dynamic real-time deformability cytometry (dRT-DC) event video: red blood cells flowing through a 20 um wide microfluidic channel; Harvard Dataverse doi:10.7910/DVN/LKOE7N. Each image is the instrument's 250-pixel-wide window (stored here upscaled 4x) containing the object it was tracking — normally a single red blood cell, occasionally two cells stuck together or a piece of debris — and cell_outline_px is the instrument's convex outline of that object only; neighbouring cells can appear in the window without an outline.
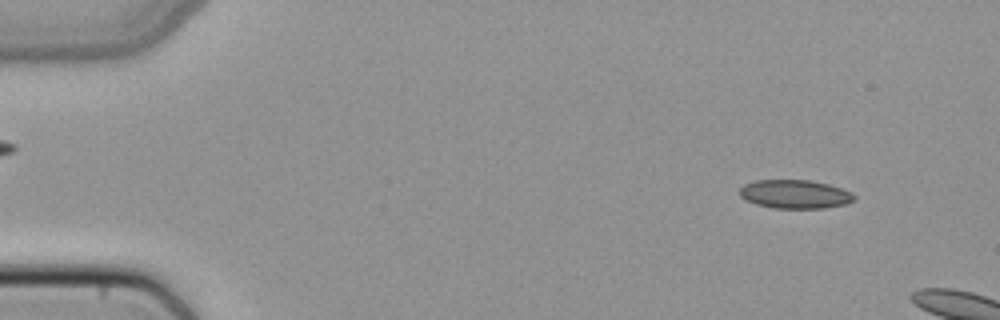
{"species": "common noctule bat (a hibernating species)", "species_latin": "Nyctalus noctula", "temperature_condition": "cold", "stored_images_in_passage": 10, "camera_frame_rate_fps": 3000, "um_per_image_px": 0.085, "animal": {"sex": "female", "body_mass_g": 22.7, "forearm_length_mm": 54.2}, "frame": {"image": 1, "passage_image": 5, "time_ms": 1.333, "image_size_px": [1000, 320], "cell_outline_px": [[856, 200], [844, 204], [824, 208], [772, 208], [756, 204], [744, 200], [740, 196], [740, 188], [744, 184], [756, 180], [812, 180], [828, 184], [852, 192], [856, 196]], "centroid_in_image_um": [67.57, 16.5], "position_along_channel_um": 17.4, "area_um2": 19.25}}